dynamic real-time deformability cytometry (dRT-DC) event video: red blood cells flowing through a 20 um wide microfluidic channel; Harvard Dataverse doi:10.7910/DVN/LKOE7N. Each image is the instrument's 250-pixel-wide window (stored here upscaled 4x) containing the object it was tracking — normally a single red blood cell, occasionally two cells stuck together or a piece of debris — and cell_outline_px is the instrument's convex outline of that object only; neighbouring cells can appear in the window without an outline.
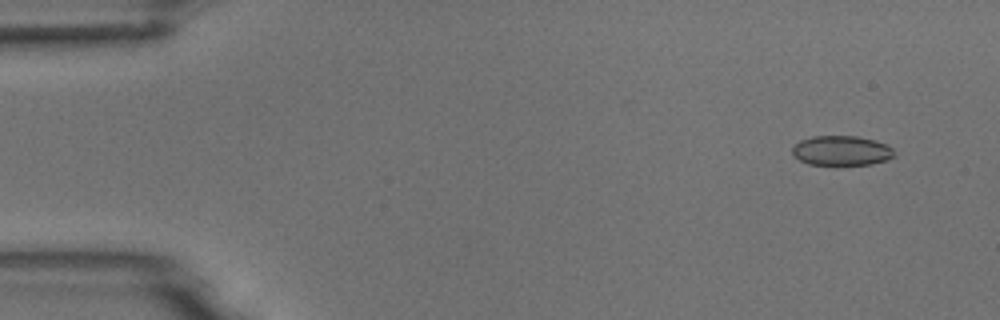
{"species": "common noctule bat (a hibernating species)", "species_latin": "Nyctalus noctula", "temperature_condition": "room temperature", "stored_images_in_passage": 6, "camera_frame_rate_fps": 3000, "um_per_image_px": 0.085, "animal": {"sex": "male", "body_mass_g": 18.8}, "frame": {"image": 1, "passage_image": 1, "time_ms": 0.0, "image_size_px": [1000, 320], "cell_outline_px": [[896, 156], [888, 160], [872, 164], [808, 164], [800, 160], [792, 152], [792, 148], [800, 140], [812, 136], [856, 136], [876, 140], [888, 144], [892, 148]], "centroid_in_image_um": [71.58, 12.79], "position_along_channel_um": 13.4, "area_um2": 17.69}}
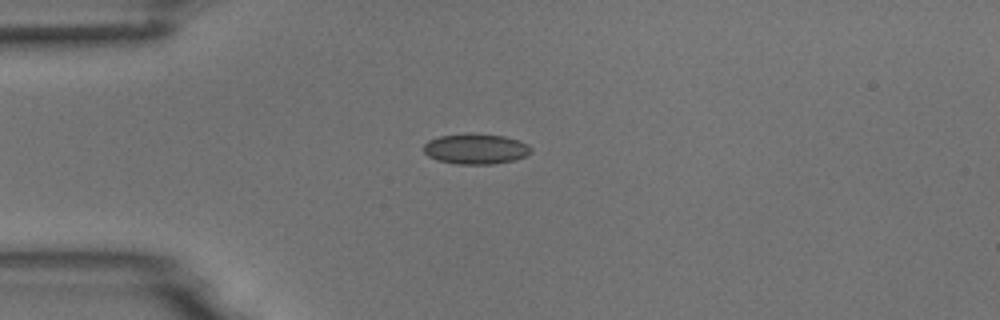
{"frame": {"image": 2, "passage_image": 4, "time_ms": 1.0, "image_size_px": [1000, 320], "cell_outline_px": [[532, 152], [516, 160], [492, 164], [456, 164], [436, 160], [428, 156], [424, 152], [424, 144], [428, 140], [440, 136], [464, 132], [472, 132], [504, 136], [520, 140], [528, 144], [532, 148]], "centroid_in_image_um": [40.44, 12.64], "position_along_channel_um": 44.6, "area_um2": 19.48}}
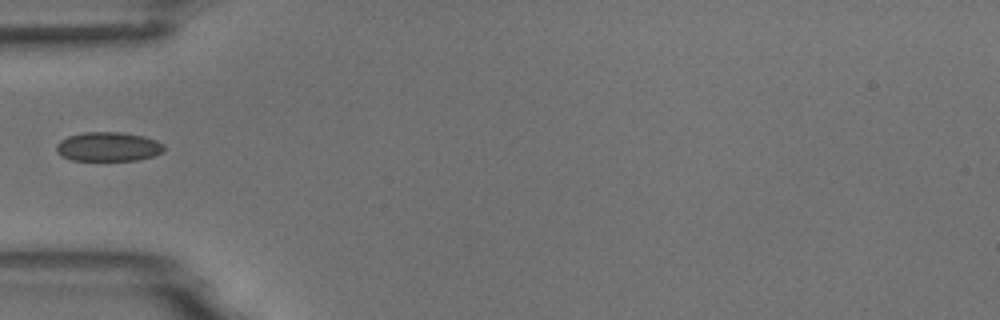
{"frame": {"image": 3, "passage_image": 5, "time_ms": 1.333, "image_size_px": [1000, 320], "cell_outline_px": [[164, 152], [156, 156], [140, 160], [72, 160], [60, 156], [56, 152], [56, 144], [60, 140], [68, 136], [84, 132], [120, 132], [144, 136], [156, 140], [164, 144]], "centroid_in_image_um": [9.22, 12.47], "position_along_channel_um": 75.8, "area_um2": 18.61}}